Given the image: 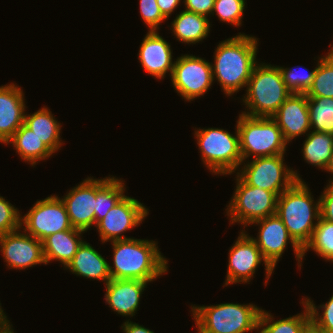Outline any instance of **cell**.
I'll return each instance as SVG.
<instances>
[{
    "instance_id": "cell-1",
    "label": "cell",
    "mask_w": 333,
    "mask_h": 333,
    "mask_svg": "<svg viewBox=\"0 0 333 333\" xmlns=\"http://www.w3.org/2000/svg\"><path fill=\"white\" fill-rule=\"evenodd\" d=\"M258 39L239 33L217 45L214 64L211 63L213 80H217L224 94L232 96L247 86L256 61Z\"/></svg>"
},
{
    "instance_id": "cell-2",
    "label": "cell",
    "mask_w": 333,
    "mask_h": 333,
    "mask_svg": "<svg viewBox=\"0 0 333 333\" xmlns=\"http://www.w3.org/2000/svg\"><path fill=\"white\" fill-rule=\"evenodd\" d=\"M113 266L109 264L112 279L155 281L168 270V260L161 255L157 242L147 239L111 241Z\"/></svg>"
},
{
    "instance_id": "cell-3",
    "label": "cell",
    "mask_w": 333,
    "mask_h": 333,
    "mask_svg": "<svg viewBox=\"0 0 333 333\" xmlns=\"http://www.w3.org/2000/svg\"><path fill=\"white\" fill-rule=\"evenodd\" d=\"M276 214L286 226L289 235L303 249L310 241L321 217L320 198L314 202L306 182L296 181L278 196Z\"/></svg>"
},
{
    "instance_id": "cell-4",
    "label": "cell",
    "mask_w": 333,
    "mask_h": 333,
    "mask_svg": "<svg viewBox=\"0 0 333 333\" xmlns=\"http://www.w3.org/2000/svg\"><path fill=\"white\" fill-rule=\"evenodd\" d=\"M243 101L247 111L242 113L253 117H272L292 94L286 87L279 66L256 64L246 86Z\"/></svg>"
},
{
    "instance_id": "cell-5",
    "label": "cell",
    "mask_w": 333,
    "mask_h": 333,
    "mask_svg": "<svg viewBox=\"0 0 333 333\" xmlns=\"http://www.w3.org/2000/svg\"><path fill=\"white\" fill-rule=\"evenodd\" d=\"M197 333H249L258 331L262 308L254 304L191 305Z\"/></svg>"
},
{
    "instance_id": "cell-6",
    "label": "cell",
    "mask_w": 333,
    "mask_h": 333,
    "mask_svg": "<svg viewBox=\"0 0 333 333\" xmlns=\"http://www.w3.org/2000/svg\"><path fill=\"white\" fill-rule=\"evenodd\" d=\"M236 122L242 165L250 156L255 158L286 153L288 142L272 117H253L241 113Z\"/></svg>"
},
{
    "instance_id": "cell-7",
    "label": "cell",
    "mask_w": 333,
    "mask_h": 333,
    "mask_svg": "<svg viewBox=\"0 0 333 333\" xmlns=\"http://www.w3.org/2000/svg\"><path fill=\"white\" fill-rule=\"evenodd\" d=\"M235 129V135L219 128H199L194 133L202 162L213 174L230 175L242 165L237 126Z\"/></svg>"
},
{
    "instance_id": "cell-8",
    "label": "cell",
    "mask_w": 333,
    "mask_h": 333,
    "mask_svg": "<svg viewBox=\"0 0 333 333\" xmlns=\"http://www.w3.org/2000/svg\"><path fill=\"white\" fill-rule=\"evenodd\" d=\"M284 154L255 157L238 168L237 175L248 185L258 187L279 196L296 181H302L297 171L284 164ZM241 169V170H239Z\"/></svg>"
},
{
    "instance_id": "cell-9",
    "label": "cell",
    "mask_w": 333,
    "mask_h": 333,
    "mask_svg": "<svg viewBox=\"0 0 333 333\" xmlns=\"http://www.w3.org/2000/svg\"><path fill=\"white\" fill-rule=\"evenodd\" d=\"M236 176L235 192L226 209L231 224L238 222L245 228L276 214L278 196L274 192L250 186Z\"/></svg>"
},
{
    "instance_id": "cell-10",
    "label": "cell",
    "mask_w": 333,
    "mask_h": 333,
    "mask_svg": "<svg viewBox=\"0 0 333 333\" xmlns=\"http://www.w3.org/2000/svg\"><path fill=\"white\" fill-rule=\"evenodd\" d=\"M71 228L66 207L57 195L37 200L28 213L21 217V229L40 241Z\"/></svg>"
},
{
    "instance_id": "cell-11",
    "label": "cell",
    "mask_w": 333,
    "mask_h": 333,
    "mask_svg": "<svg viewBox=\"0 0 333 333\" xmlns=\"http://www.w3.org/2000/svg\"><path fill=\"white\" fill-rule=\"evenodd\" d=\"M171 81L174 89L185 101H193L213 85L211 63L195 55H182L174 61Z\"/></svg>"
},
{
    "instance_id": "cell-12",
    "label": "cell",
    "mask_w": 333,
    "mask_h": 333,
    "mask_svg": "<svg viewBox=\"0 0 333 333\" xmlns=\"http://www.w3.org/2000/svg\"><path fill=\"white\" fill-rule=\"evenodd\" d=\"M244 231L241 230L240 235L229 250V263L224 285L250 282L261 262L264 264L267 276L264 285H267L274 269L263 258L256 242Z\"/></svg>"
},
{
    "instance_id": "cell-13",
    "label": "cell",
    "mask_w": 333,
    "mask_h": 333,
    "mask_svg": "<svg viewBox=\"0 0 333 333\" xmlns=\"http://www.w3.org/2000/svg\"><path fill=\"white\" fill-rule=\"evenodd\" d=\"M148 214V209L143 203L125 195L96 223L95 227L99 232L101 242L132 239L122 233L138 227Z\"/></svg>"
},
{
    "instance_id": "cell-14",
    "label": "cell",
    "mask_w": 333,
    "mask_h": 333,
    "mask_svg": "<svg viewBox=\"0 0 333 333\" xmlns=\"http://www.w3.org/2000/svg\"><path fill=\"white\" fill-rule=\"evenodd\" d=\"M252 224L260 227L257 238L252 237V239L256 242L263 258L273 269L290 242L298 261V268L302 267L303 249L289 235L286 226L277 214L267 216Z\"/></svg>"
},
{
    "instance_id": "cell-15",
    "label": "cell",
    "mask_w": 333,
    "mask_h": 333,
    "mask_svg": "<svg viewBox=\"0 0 333 333\" xmlns=\"http://www.w3.org/2000/svg\"><path fill=\"white\" fill-rule=\"evenodd\" d=\"M20 232L21 228L0 236V251L6 266L22 270L42 263L46 265L42 241Z\"/></svg>"
},
{
    "instance_id": "cell-16",
    "label": "cell",
    "mask_w": 333,
    "mask_h": 333,
    "mask_svg": "<svg viewBox=\"0 0 333 333\" xmlns=\"http://www.w3.org/2000/svg\"><path fill=\"white\" fill-rule=\"evenodd\" d=\"M73 228L87 232L95 225L96 179L88 177L61 199Z\"/></svg>"
},
{
    "instance_id": "cell-17",
    "label": "cell",
    "mask_w": 333,
    "mask_h": 333,
    "mask_svg": "<svg viewBox=\"0 0 333 333\" xmlns=\"http://www.w3.org/2000/svg\"><path fill=\"white\" fill-rule=\"evenodd\" d=\"M288 142L306 132L311 125L306 94L292 93L272 116Z\"/></svg>"
},
{
    "instance_id": "cell-18",
    "label": "cell",
    "mask_w": 333,
    "mask_h": 333,
    "mask_svg": "<svg viewBox=\"0 0 333 333\" xmlns=\"http://www.w3.org/2000/svg\"><path fill=\"white\" fill-rule=\"evenodd\" d=\"M142 41L138 59L145 72L160 80L168 72L171 76L174 67L171 45L158 31H149Z\"/></svg>"
},
{
    "instance_id": "cell-19",
    "label": "cell",
    "mask_w": 333,
    "mask_h": 333,
    "mask_svg": "<svg viewBox=\"0 0 333 333\" xmlns=\"http://www.w3.org/2000/svg\"><path fill=\"white\" fill-rule=\"evenodd\" d=\"M25 98L21 87L14 83L0 86V142H6L24 123Z\"/></svg>"
},
{
    "instance_id": "cell-20",
    "label": "cell",
    "mask_w": 333,
    "mask_h": 333,
    "mask_svg": "<svg viewBox=\"0 0 333 333\" xmlns=\"http://www.w3.org/2000/svg\"><path fill=\"white\" fill-rule=\"evenodd\" d=\"M148 283L143 280L111 279L105 285L106 304L117 314L133 317Z\"/></svg>"
},
{
    "instance_id": "cell-21",
    "label": "cell",
    "mask_w": 333,
    "mask_h": 333,
    "mask_svg": "<svg viewBox=\"0 0 333 333\" xmlns=\"http://www.w3.org/2000/svg\"><path fill=\"white\" fill-rule=\"evenodd\" d=\"M66 269L77 276L104 281L105 285L112 279L107 260L86 241L82 242Z\"/></svg>"
},
{
    "instance_id": "cell-22",
    "label": "cell",
    "mask_w": 333,
    "mask_h": 333,
    "mask_svg": "<svg viewBox=\"0 0 333 333\" xmlns=\"http://www.w3.org/2000/svg\"><path fill=\"white\" fill-rule=\"evenodd\" d=\"M83 233L85 231L72 227L44 238L42 246L46 265L50 261L57 260L66 268L84 241L80 237Z\"/></svg>"
},
{
    "instance_id": "cell-23",
    "label": "cell",
    "mask_w": 333,
    "mask_h": 333,
    "mask_svg": "<svg viewBox=\"0 0 333 333\" xmlns=\"http://www.w3.org/2000/svg\"><path fill=\"white\" fill-rule=\"evenodd\" d=\"M23 124L31 129L53 153L62 147L61 124L45 106L33 114L26 113Z\"/></svg>"
},
{
    "instance_id": "cell-24",
    "label": "cell",
    "mask_w": 333,
    "mask_h": 333,
    "mask_svg": "<svg viewBox=\"0 0 333 333\" xmlns=\"http://www.w3.org/2000/svg\"><path fill=\"white\" fill-rule=\"evenodd\" d=\"M172 29L178 41L184 44H196L203 41L210 33L208 17L182 10L172 21Z\"/></svg>"
},
{
    "instance_id": "cell-25",
    "label": "cell",
    "mask_w": 333,
    "mask_h": 333,
    "mask_svg": "<svg viewBox=\"0 0 333 333\" xmlns=\"http://www.w3.org/2000/svg\"><path fill=\"white\" fill-rule=\"evenodd\" d=\"M12 144L25 162L36 165L40 160L49 158L53 152L39 139L35 133L22 124L6 142Z\"/></svg>"
},
{
    "instance_id": "cell-26",
    "label": "cell",
    "mask_w": 333,
    "mask_h": 333,
    "mask_svg": "<svg viewBox=\"0 0 333 333\" xmlns=\"http://www.w3.org/2000/svg\"><path fill=\"white\" fill-rule=\"evenodd\" d=\"M301 304L305 309L303 313L277 321L269 312L262 309L258 321V330L261 329L259 333H305L311 326V317L308 306L303 301Z\"/></svg>"
},
{
    "instance_id": "cell-27",
    "label": "cell",
    "mask_w": 333,
    "mask_h": 333,
    "mask_svg": "<svg viewBox=\"0 0 333 333\" xmlns=\"http://www.w3.org/2000/svg\"><path fill=\"white\" fill-rule=\"evenodd\" d=\"M303 143V159L313 166L326 169L333 153V135L310 131Z\"/></svg>"
},
{
    "instance_id": "cell-28",
    "label": "cell",
    "mask_w": 333,
    "mask_h": 333,
    "mask_svg": "<svg viewBox=\"0 0 333 333\" xmlns=\"http://www.w3.org/2000/svg\"><path fill=\"white\" fill-rule=\"evenodd\" d=\"M125 186L121 178L114 176L96 179L95 225L125 196Z\"/></svg>"
},
{
    "instance_id": "cell-29",
    "label": "cell",
    "mask_w": 333,
    "mask_h": 333,
    "mask_svg": "<svg viewBox=\"0 0 333 333\" xmlns=\"http://www.w3.org/2000/svg\"><path fill=\"white\" fill-rule=\"evenodd\" d=\"M311 129L333 135V98L307 97Z\"/></svg>"
},
{
    "instance_id": "cell-30",
    "label": "cell",
    "mask_w": 333,
    "mask_h": 333,
    "mask_svg": "<svg viewBox=\"0 0 333 333\" xmlns=\"http://www.w3.org/2000/svg\"><path fill=\"white\" fill-rule=\"evenodd\" d=\"M312 249L316 254L326 261L333 262V224L322 219L318 220L310 241L303 248V257L305 253Z\"/></svg>"
},
{
    "instance_id": "cell-31",
    "label": "cell",
    "mask_w": 333,
    "mask_h": 333,
    "mask_svg": "<svg viewBox=\"0 0 333 333\" xmlns=\"http://www.w3.org/2000/svg\"><path fill=\"white\" fill-rule=\"evenodd\" d=\"M317 70L307 97L333 98V57L327 53L317 60Z\"/></svg>"
},
{
    "instance_id": "cell-32",
    "label": "cell",
    "mask_w": 333,
    "mask_h": 333,
    "mask_svg": "<svg viewBox=\"0 0 333 333\" xmlns=\"http://www.w3.org/2000/svg\"><path fill=\"white\" fill-rule=\"evenodd\" d=\"M302 301L308 306L311 326L322 333H333V295L325 304L316 306L311 298H302ZM323 309V314H320L319 309Z\"/></svg>"
},
{
    "instance_id": "cell-33",
    "label": "cell",
    "mask_w": 333,
    "mask_h": 333,
    "mask_svg": "<svg viewBox=\"0 0 333 333\" xmlns=\"http://www.w3.org/2000/svg\"><path fill=\"white\" fill-rule=\"evenodd\" d=\"M299 67L300 66H297V68ZM294 68H284L279 66L283 81L286 87L292 93L306 94L307 91L310 89L311 85L313 84V79L315 77L317 66L311 72H307L306 68H303V71L300 69L302 73H299V69L297 71V68Z\"/></svg>"
},
{
    "instance_id": "cell-34",
    "label": "cell",
    "mask_w": 333,
    "mask_h": 333,
    "mask_svg": "<svg viewBox=\"0 0 333 333\" xmlns=\"http://www.w3.org/2000/svg\"><path fill=\"white\" fill-rule=\"evenodd\" d=\"M245 4V0H215L211 15L217 14L220 21L239 27L242 25Z\"/></svg>"
},
{
    "instance_id": "cell-35",
    "label": "cell",
    "mask_w": 333,
    "mask_h": 333,
    "mask_svg": "<svg viewBox=\"0 0 333 333\" xmlns=\"http://www.w3.org/2000/svg\"><path fill=\"white\" fill-rule=\"evenodd\" d=\"M21 217L19 210L0 196V236L20 229Z\"/></svg>"
},
{
    "instance_id": "cell-36",
    "label": "cell",
    "mask_w": 333,
    "mask_h": 333,
    "mask_svg": "<svg viewBox=\"0 0 333 333\" xmlns=\"http://www.w3.org/2000/svg\"><path fill=\"white\" fill-rule=\"evenodd\" d=\"M140 15L148 31H158L161 22L167 18L161 13L157 0H140Z\"/></svg>"
},
{
    "instance_id": "cell-37",
    "label": "cell",
    "mask_w": 333,
    "mask_h": 333,
    "mask_svg": "<svg viewBox=\"0 0 333 333\" xmlns=\"http://www.w3.org/2000/svg\"><path fill=\"white\" fill-rule=\"evenodd\" d=\"M320 195L321 218L333 224V184H327Z\"/></svg>"
},
{
    "instance_id": "cell-38",
    "label": "cell",
    "mask_w": 333,
    "mask_h": 333,
    "mask_svg": "<svg viewBox=\"0 0 333 333\" xmlns=\"http://www.w3.org/2000/svg\"><path fill=\"white\" fill-rule=\"evenodd\" d=\"M185 10L205 17L210 16L215 0H183Z\"/></svg>"
},
{
    "instance_id": "cell-39",
    "label": "cell",
    "mask_w": 333,
    "mask_h": 333,
    "mask_svg": "<svg viewBox=\"0 0 333 333\" xmlns=\"http://www.w3.org/2000/svg\"><path fill=\"white\" fill-rule=\"evenodd\" d=\"M181 0H157L161 13L168 19L174 10L180 5Z\"/></svg>"
},
{
    "instance_id": "cell-40",
    "label": "cell",
    "mask_w": 333,
    "mask_h": 333,
    "mask_svg": "<svg viewBox=\"0 0 333 333\" xmlns=\"http://www.w3.org/2000/svg\"><path fill=\"white\" fill-rule=\"evenodd\" d=\"M130 319L126 320V322L123 323L121 326L124 333H155L154 331L145 328L142 325H139L138 323L129 322Z\"/></svg>"
},
{
    "instance_id": "cell-41",
    "label": "cell",
    "mask_w": 333,
    "mask_h": 333,
    "mask_svg": "<svg viewBox=\"0 0 333 333\" xmlns=\"http://www.w3.org/2000/svg\"><path fill=\"white\" fill-rule=\"evenodd\" d=\"M12 326L13 325H11L10 321L7 319L4 323L0 325V333H15Z\"/></svg>"
},
{
    "instance_id": "cell-42",
    "label": "cell",
    "mask_w": 333,
    "mask_h": 333,
    "mask_svg": "<svg viewBox=\"0 0 333 333\" xmlns=\"http://www.w3.org/2000/svg\"><path fill=\"white\" fill-rule=\"evenodd\" d=\"M327 172H330L331 174H333V153L331 155V158H330V161L325 169ZM328 184H333V176L332 178L330 179L329 183Z\"/></svg>"
},
{
    "instance_id": "cell-43",
    "label": "cell",
    "mask_w": 333,
    "mask_h": 333,
    "mask_svg": "<svg viewBox=\"0 0 333 333\" xmlns=\"http://www.w3.org/2000/svg\"><path fill=\"white\" fill-rule=\"evenodd\" d=\"M7 316L4 313V310L1 308V303H0V325L4 323L7 320Z\"/></svg>"
},
{
    "instance_id": "cell-44",
    "label": "cell",
    "mask_w": 333,
    "mask_h": 333,
    "mask_svg": "<svg viewBox=\"0 0 333 333\" xmlns=\"http://www.w3.org/2000/svg\"><path fill=\"white\" fill-rule=\"evenodd\" d=\"M305 333H322L310 326Z\"/></svg>"
},
{
    "instance_id": "cell-45",
    "label": "cell",
    "mask_w": 333,
    "mask_h": 333,
    "mask_svg": "<svg viewBox=\"0 0 333 333\" xmlns=\"http://www.w3.org/2000/svg\"><path fill=\"white\" fill-rule=\"evenodd\" d=\"M329 46H332L331 49L329 50L330 52H328L332 57H333V45H329Z\"/></svg>"
}]
</instances>
